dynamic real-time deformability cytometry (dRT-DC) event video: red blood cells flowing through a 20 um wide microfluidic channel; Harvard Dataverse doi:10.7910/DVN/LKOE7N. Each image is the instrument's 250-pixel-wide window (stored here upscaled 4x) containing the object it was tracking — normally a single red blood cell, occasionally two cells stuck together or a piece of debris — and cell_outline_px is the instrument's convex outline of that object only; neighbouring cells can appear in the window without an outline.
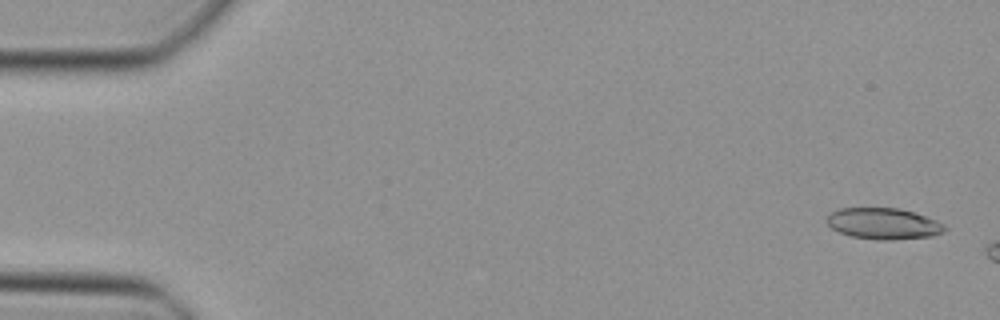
{"species": "Egyptian fruit bat (a non-hibernating species)", "species_latin": "Rousettus aegyptiacus", "temperature_condition": "cold", "stored_images_in_passage": 7, "camera_frame_rate_fps": 3000, "um_per_image_px": 0.085, "animal": {"sex": "female"}, "frame": {"image": 1, "passage_image": 2, "time_ms": 0.333, "image_size_px": [1000, 320], "cell_outline_px": [[948, 228], [944, 232], [932, 236], [892, 240], [880, 240], [852, 236], [840, 232], [832, 228], [824, 220], [832, 212], [840, 208], [900, 208], [936, 220], [944, 224]], "centroid_in_image_um": [75.11, 19.01], "position_along_channel_um": 9.9, "area_um2": 21.39}}